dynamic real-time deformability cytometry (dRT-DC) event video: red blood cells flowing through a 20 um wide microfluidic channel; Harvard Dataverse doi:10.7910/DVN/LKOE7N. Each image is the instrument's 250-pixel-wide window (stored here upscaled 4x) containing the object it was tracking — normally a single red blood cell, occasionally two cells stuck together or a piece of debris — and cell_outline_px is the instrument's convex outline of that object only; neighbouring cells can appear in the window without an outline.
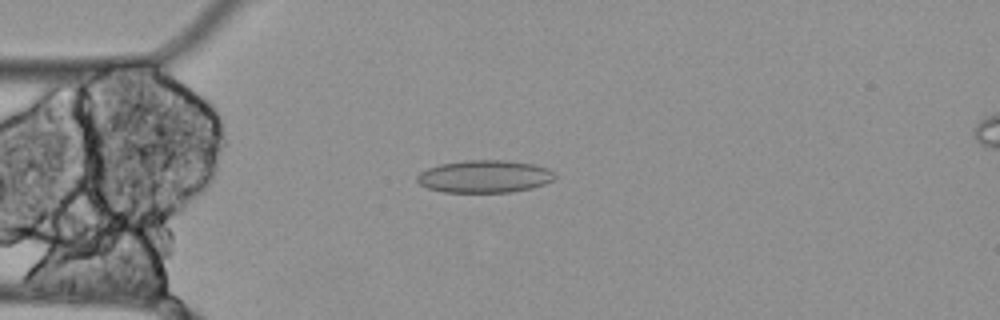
{"species": "Egyptian fruit bat (a non-hibernating species)", "species_latin": "Rousettus aegyptiacus", "temperature_condition": "cold", "stored_images_in_passage": 45, "camera_frame_rate_fps": 3000, "um_per_image_px": 0.085, "animal": {"sex": "female"}, "frame": {"image": 1, "passage_image": 8, "time_ms": 2.333, "image_size_px": [1000, 320], "cell_outline_px": [[556, 176], [552, 180], [544, 184], [532, 188], [512, 192], [444, 192], [428, 188], [420, 184], [416, 180], [416, 176], [420, 172], [428, 168], [440, 164], [464, 160], [508, 160], [532, 164], [548, 168]], "centroid_in_image_um": [41.17, 14.99], "position_along_channel_um": 43.8, "area_um2": 26.13}}
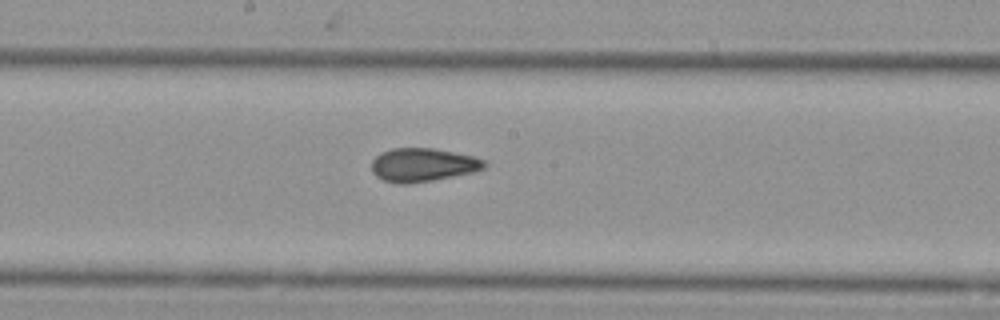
{"frame": {"image": 2, "passage_image": 23, "time_ms": 7.333, "image_size_px": [1000, 320], "cell_outline_px": [[488, 164], [484, 168], [472, 172], [432, 180], [404, 184], [400, 184], [384, 180], [376, 176], [372, 172], [372, 160], [380, 152], [392, 148], [432, 148], [472, 156], [484, 160]], "centroid_in_image_um": [35.91, 14.01], "position_along_channel_um": 212.3, "area_um2": 21.79}}
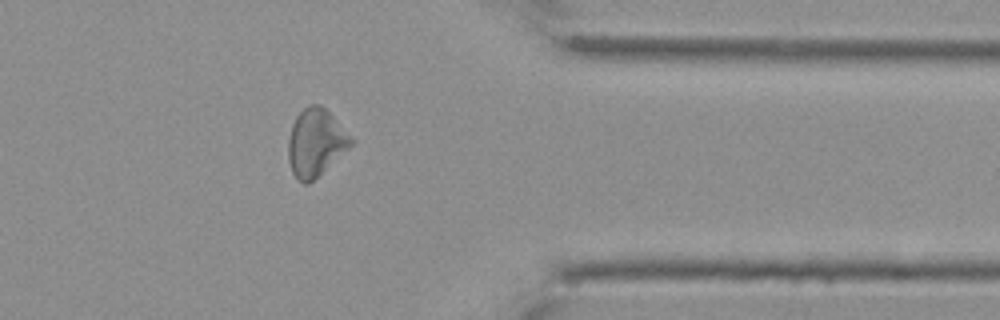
{"frame": {"image": 3, "passage_image": 39, "time_ms": 12.667, "image_size_px": [1000, 320], "cell_outline_px": [[356, 140], [348, 148], [308, 184], [304, 184], [292, 172], [288, 160], [288, 140], [292, 124], [296, 116], [308, 104], [320, 104]], "centroid_in_image_um": [26.82, 12.1], "position_along_channel_um": 384.6, "area_um2": 24.28}}